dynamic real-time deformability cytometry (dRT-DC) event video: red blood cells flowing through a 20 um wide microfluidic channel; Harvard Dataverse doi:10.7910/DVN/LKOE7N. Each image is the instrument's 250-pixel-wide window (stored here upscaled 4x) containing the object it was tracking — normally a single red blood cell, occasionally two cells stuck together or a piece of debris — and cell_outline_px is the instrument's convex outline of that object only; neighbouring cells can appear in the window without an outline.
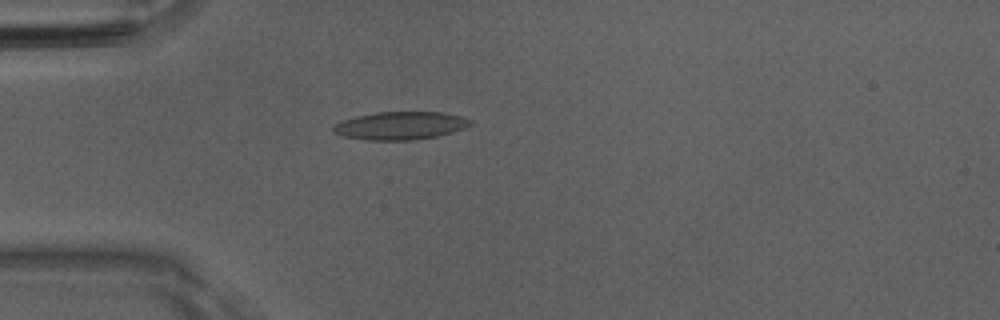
{"species": "Egyptian fruit bat (a non-hibernating species)", "species_latin": "Rousettus aegyptiacus", "temperature_condition": "room temperature", "stored_images_in_passage": 50, "camera_frame_rate_fps": 3000, "um_per_image_px": 0.085, "animal": {"sex": "male"}, "frame": {"image": 1, "passage_image": 14, "time_ms": 4.333, "image_size_px": [1000, 320], "cell_outline_px": [[472, 124], [464, 128], [452, 132], [436, 136], [412, 140], [368, 140], [344, 136], [332, 132], [332, 128], [336, 124], [344, 120], [356, 116], [376, 112], [444, 112], [460, 116], [472, 120]], "centroid_in_image_um": [34.04, 10.67], "position_along_channel_um": 51.0, "area_um2": 22.2}}
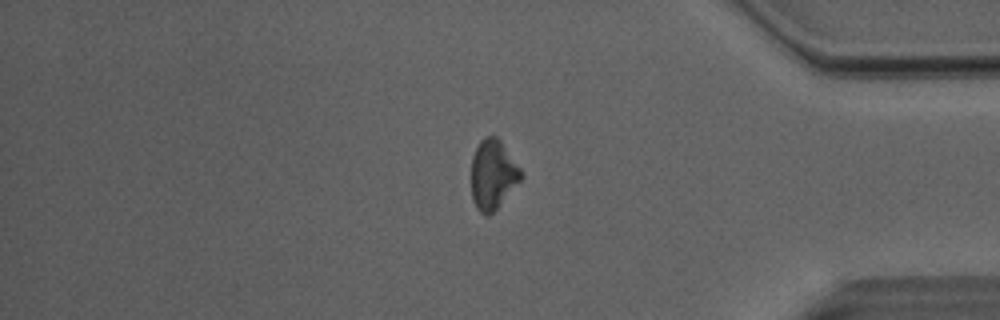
{"frame": {"image": 2, "passage_image": 42, "time_ms": 13.667, "image_size_px": [1000, 320], "cell_outline_px": [[524, 176], [496, 208], [488, 216], [480, 212], [476, 208], [472, 200], [472, 156], [480, 140], [484, 136], [496, 136], [500, 140], [520, 168]], "centroid_in_image_um": [41.88, 14.82], "position_along_channel_um": 393.3, "area_um2": 19.88}}
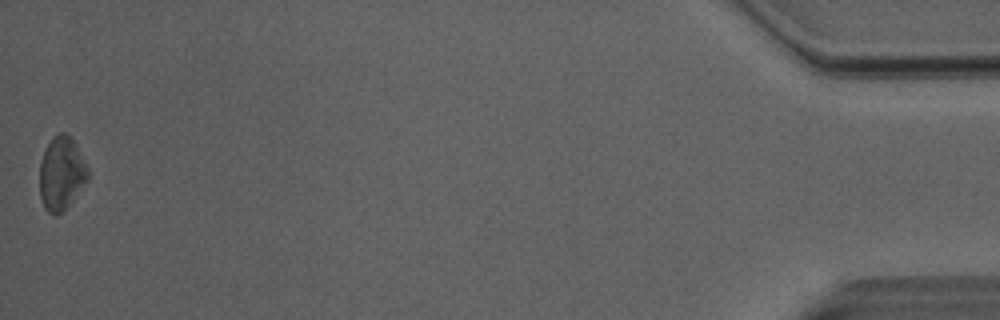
{"frame": {"image": 3, "passage_image": 50, "time_ms": 16.333, "image_size_px": [1000, 320], "cell_outline_px": [[88, 180], [72, 200], [56, 216], [52, 216], [44, 208], [40, 196], [40, 164], [44, 152], [52, 136], [60, 132], [64, 132], [76, 144], [88, 168]], "centroid_in_image_um": [5.21, 14.74], "position_along_channel_um": 430.0, "area_um2": 20.4}, "authors_computed_cell_mechanics": {"area_um2": 20.9236, "velocity_mm_per_s": 4.0708, "shape_relaxation_time_tau1_ms": 10.4525, "shape_relaxation_time_tau2_ms": null, "deformation_change_tau1": 0.1654, "deformation_change_tau2": null}}